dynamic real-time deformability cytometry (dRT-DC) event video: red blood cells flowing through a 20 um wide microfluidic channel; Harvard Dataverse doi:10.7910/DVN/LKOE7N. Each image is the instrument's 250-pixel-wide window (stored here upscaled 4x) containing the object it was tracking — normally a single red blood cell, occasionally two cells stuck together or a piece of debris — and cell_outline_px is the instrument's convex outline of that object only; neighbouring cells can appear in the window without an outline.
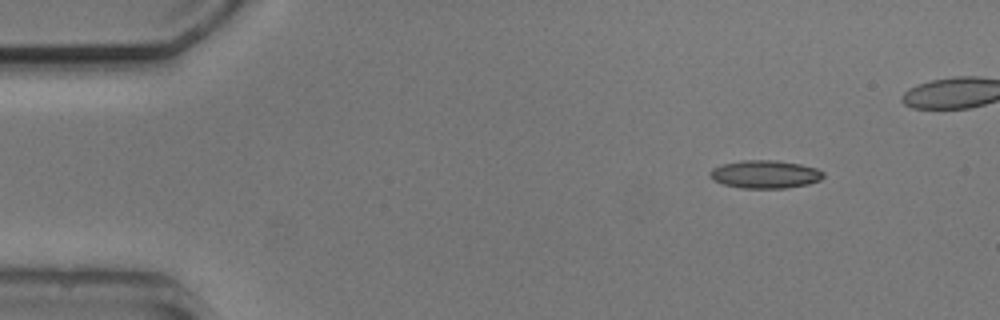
{"species": "common noctule bat (a hibernating species)", "species_latin": "Nyctalus noctula", "temperature_condition": "cold", "stored_images_in_passage": 4, "camera_frame_rate_fps": 3000, "um_per_image_px": 0.085, "animal": {"sex": "male", "body_mass_g": 20.5, "forearm_length_mm": 52.5}, "frame": {"image": 1, "passage_image": 1, "time_ms": 0.0, "image_size_px": [1000, 320], "cell_outline_px": [[824, 176], [820, 180], [808, 184], [788, 188], [740, 188], [724, 184], [712, 180], [708, 172], [712, 168], [724, 164], [740, 160], [776, 160], [800, 164], [816, 168], [824, 172]], "centroid_in_image_um": [65.03, 14.81], "position_along_channel_um": 20.0, "area_um2": 18.61}}